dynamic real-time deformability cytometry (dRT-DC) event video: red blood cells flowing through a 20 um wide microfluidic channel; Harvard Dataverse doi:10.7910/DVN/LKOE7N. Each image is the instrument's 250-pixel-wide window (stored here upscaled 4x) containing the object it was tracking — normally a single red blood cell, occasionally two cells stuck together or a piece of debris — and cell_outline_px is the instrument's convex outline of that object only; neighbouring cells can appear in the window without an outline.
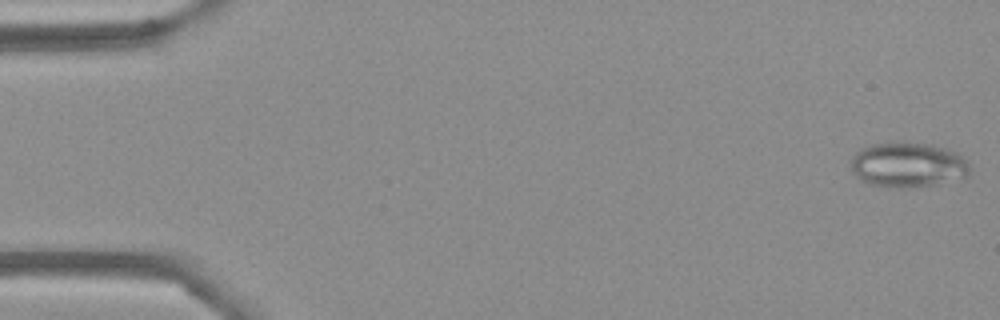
{"species": "Egyptian fruit bat (a non-hibernating species)", "species_latin": "Rousettus aegyptiacus", "temperature_condition": "cold", "stored_images_in_passage": 54, "camera_frame_rate_fps": 3000, "um_per_image_px": 0.085, "frame": {"image": 1, "passage_image": 1, "time_ms": 0.0, "image_size_px": [1000, 320], "cell_outline_px": [[968, 176], [936, 184], [908, 188], [892, 188], [868, 184], [860, 180], [856, 176], [852, 168], [852, 156], [860, 148], [872, 144], [932, 144], [956, 152], [968, 164]], "centroid_in_image_um": [77.13, 14.05], "position_along_channel_um": 7.9, "area_um2": 30.63}}
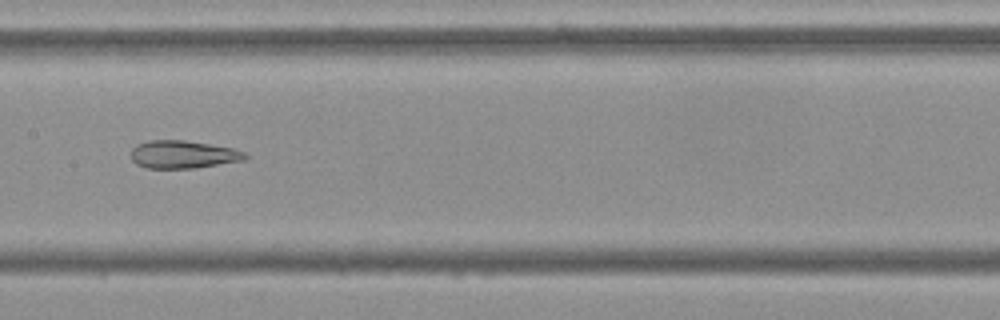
{"frame": {"image": 2, "passage_image": 27, "time_ms": 8.667, "image_size_px": [1000, 320], "cell_outline_px": [[248, 156], [244, 160], [196, 168], [148, 168], [136, 164], [132, 160], [132, 148], [136, 144], [148, 140], [184, 140], [232, 148], [244, 152]], "centroid_in_image_um": [15.54, 13.13], "position_along_channel_um": 191.9, "area_um2": 18.44}}
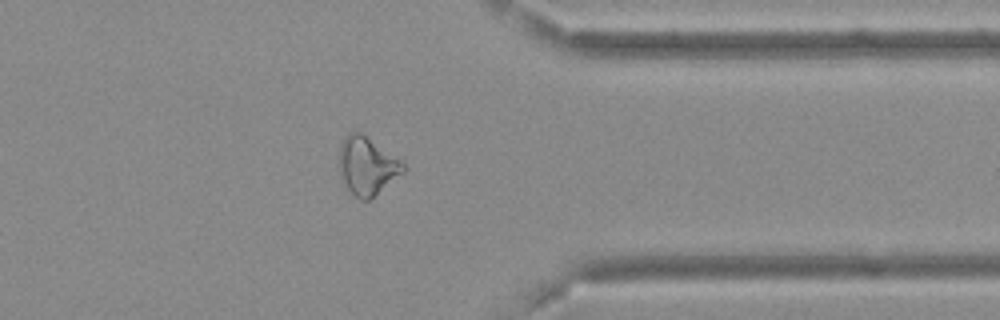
{"frame": {"image": 3, "passage_image": 43, "time_ms": 14.0, "image_size_px": [1000, 320], "cell_outline_px": [[404, 172], [368, 200], [360, 200], [340, 180], [340, 144], [344, 136], [348, 132], [360, 132], [400, 160], [404, 164]], "centroid_in_image_um": [31.17, 14.09], "position_along_channel_um": 380.2, "area_um2": 21.15}, "authors_computed_cell_mechanics": {"area_um2": 22.3686, "velocity_mm_per_s": 3.7013, "shape_relaxation_time_tau1_ms": null, "shape_relaxation_time_tau2_ms": 2.4234, "deformation_change_tau1": null, "deformation_change_tau2": 0.1014}}